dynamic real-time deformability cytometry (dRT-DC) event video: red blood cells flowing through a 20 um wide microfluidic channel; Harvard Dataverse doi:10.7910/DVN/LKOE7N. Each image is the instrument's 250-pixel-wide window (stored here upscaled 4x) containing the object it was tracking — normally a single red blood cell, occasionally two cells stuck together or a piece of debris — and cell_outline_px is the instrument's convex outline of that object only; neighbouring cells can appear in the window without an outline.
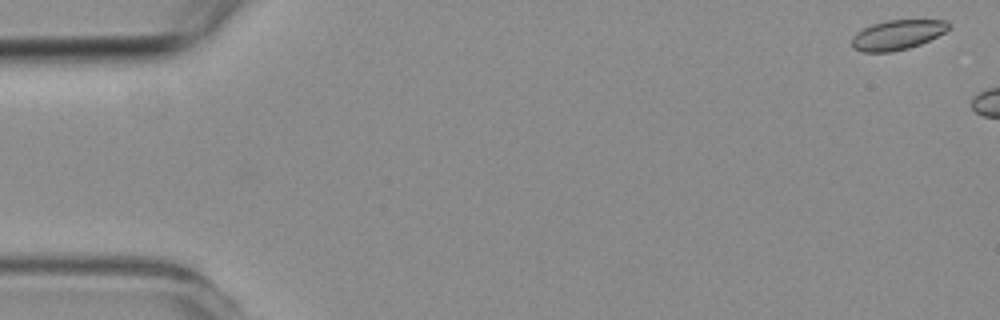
{"species": "common noctule bat (a hibernating species)", "species_latin": "Nyctalus noctula", "temperature_condition": "room temperature", "stored_images_in_passage": 3, "camera_frame_rate_fps": 3000, "um_per_image_px": 0.085, "animal": {"sex": "female", "body_mass_g": 19.3, "forearm_length_mm": 54.1}, "frame": {"image": 1, "passage_image": 1, "time_ms": 0.0, "image_size_px": [1000, 320], "cell_outline_px": [[952, 24], [944, 32], [920, 44], [908, 48], [892, 52], [864, 52], [856, 48], [852, 44], [852, 36], [856, 32], [872, 24], [888, 20], [944, 20]], "centroid_in_image_um": [76.27, 2.95], "position_along_channel_um": 8.7, "area_um2": 16.59}}